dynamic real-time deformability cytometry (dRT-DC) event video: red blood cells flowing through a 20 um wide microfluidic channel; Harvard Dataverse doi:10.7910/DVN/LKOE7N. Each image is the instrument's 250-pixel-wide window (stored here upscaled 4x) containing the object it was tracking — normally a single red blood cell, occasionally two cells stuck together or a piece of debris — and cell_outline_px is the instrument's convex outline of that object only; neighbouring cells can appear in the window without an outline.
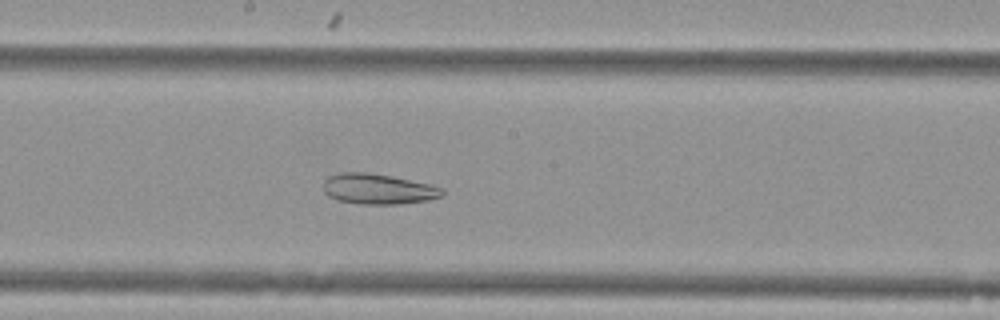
{"species": "Egyptian fruit bat (a non-hibernating species)", "species_latin": "Rousettus aegyptiacus", "temperature_condition": "cold", "stored_images_in_passage": 49, "camera_frame_rate_fps": 3000, "um_per_image_px": 0.085, "animal": {"sex": "female"}, "frame": {"image": 1, "passage_image": 24, "time_ms": 7.667, "image_size_px": [1000, 320], "cell_outline_px": [[444, 196], [428, 200], [400, 204], [360, 204], [336, 200], [328, 196], [324, 192], [324, 180], [328, 176], [340, 172], [368, 172], [392, 176], [428, 184], [444, 188]], "centroid_in_image_um": [32.13, 16.06], "position_along_channel_um": 216.1, "area_um2": 21.27}}
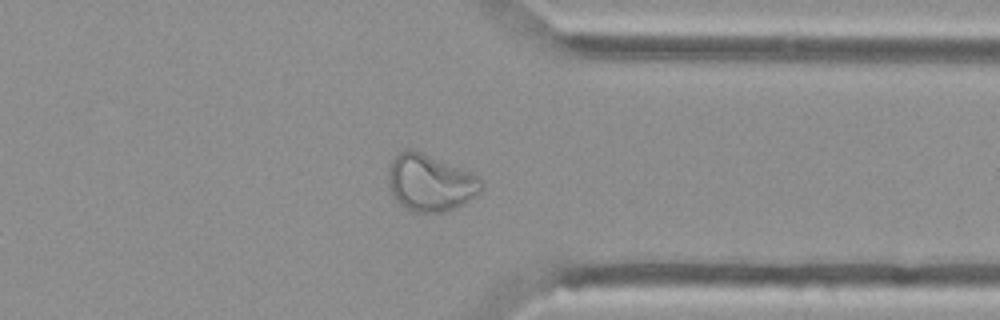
{"frame": {"image": 2, "passage_image": 37, "time_ms": 12.0, "image_size_px": [1000, 320], "cell_outline_px": [[484, 188], [480, 192], [464, 204], [456, 208], [444, 212], [412, 212], [396, 200], [392, 196], [388, 188], [388, 172], [392, 160], [404, 148], [408, 148], [420, 152], [464, 168], [480, 176]], "centroid_in_image_um": [36.59, 15.54], "position_along_channel_um": 374.8, "area_um2": 31.15}}
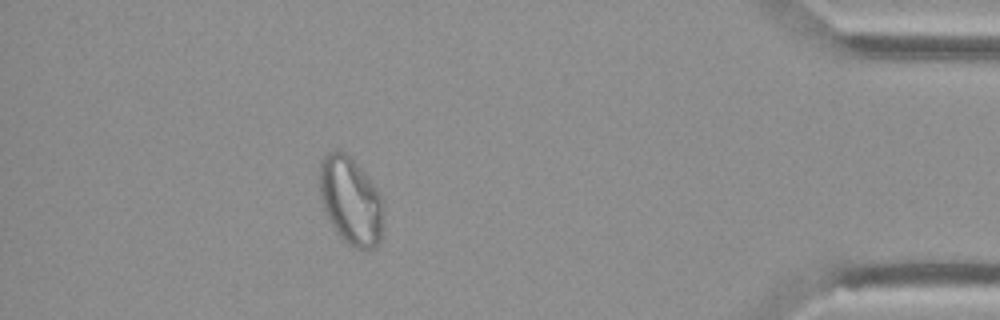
{"frame": {"image": 3, "passage_image": 43, "time_ms": 14.0, "image_size_px": [1000, 320], "cell_outline_px": [[384, 232], [376, 248], [364, 252], [348, 244], [336, 232], [320, 200], [320, 160], [328, 152], [340, 148], [356, 164], [380, 192], [384, 200]], "centroid_in_image_um": [29.86, 17.12], "position_along_channel_um": 405.3, "area_um2": 33.23}}